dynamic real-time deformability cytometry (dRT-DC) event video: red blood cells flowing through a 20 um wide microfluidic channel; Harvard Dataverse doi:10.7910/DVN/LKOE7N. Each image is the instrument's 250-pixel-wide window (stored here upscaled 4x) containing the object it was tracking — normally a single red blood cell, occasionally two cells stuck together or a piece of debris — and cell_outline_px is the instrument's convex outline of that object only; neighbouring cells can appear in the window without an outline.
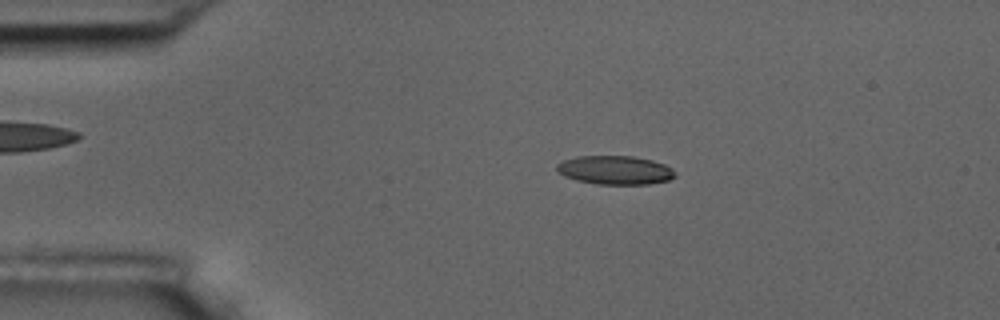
{"species": "common noctule bat (a hibernating species)", "species_latin": "Nyctalus noctula", "temperature_condition": "room temperature", "stored_images_in_passage": 4, "camera_frame_rate_fps": 3000, "um_per_image_px": 0.085, "animal": {"sex": "male", "body_mass_g": 17.5, "forearm_length_mm": 52.3}, "frame": {"image": 1, "passage_image": 2, "time_ms": 2.0, "image_size_px": [1000, 320], "cell_outline_px": [[676, 176], [668, 180], [648, 184], [596, 184], [576, 180], [564, 176], [556, 172], [556, 164], [564, 160], [576, 156], [632, 156], [652, 160], [664, 164], [672, 168], [676, 172]], "centroid_in_image_um": [52.26, 14.46], "position_along_channel_um": 32.7, "area_um2": 19.94}}
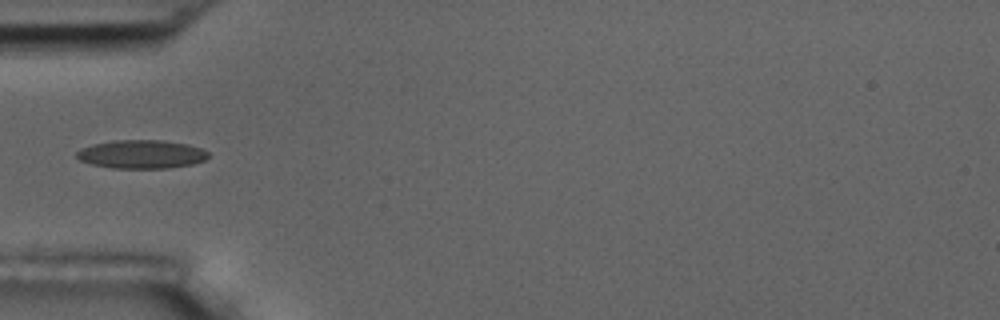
{"frame": {"image": 2, "passage_image": 4, "time_ms": 4.333, "image_size_px": [1000, 320], "cell_outline_px": [[208, 156], [204, 160], [192, 164], [168, 168], [112, 168], [92, 164], [80, 160], [76, 156], [76, 152], [80, 148], [92, 144], [112, 140], [160, 140], [188, 144], [200, 148], [208, 152]], "centroid_in_image_um": [11.99, 13.1], "position_along_channel_um": 73.0, "area_um2": 21.85}}